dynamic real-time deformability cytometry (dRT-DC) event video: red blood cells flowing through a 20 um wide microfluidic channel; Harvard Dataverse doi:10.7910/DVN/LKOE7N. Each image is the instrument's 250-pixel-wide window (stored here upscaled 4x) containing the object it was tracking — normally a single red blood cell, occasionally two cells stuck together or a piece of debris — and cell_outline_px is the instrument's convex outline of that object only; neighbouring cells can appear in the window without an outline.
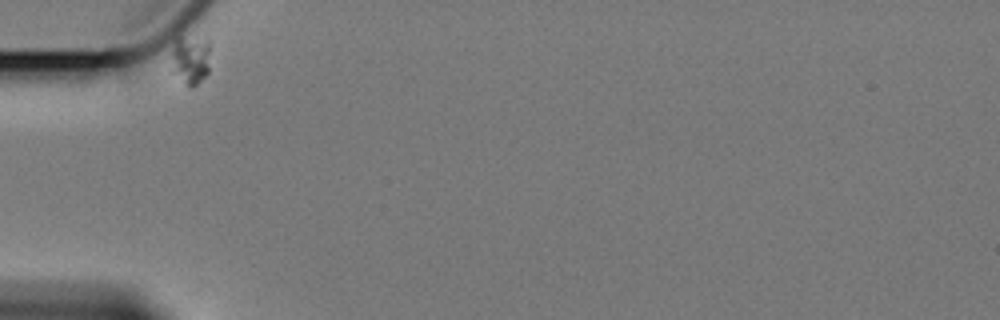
{"species": "Egyptian fruit bat (a non-hibernating species)", "species_latin": "Rousettus aegyptiacus", "temperature_condition": "cold", "stored_images_in_passage": 5, "camera_frame_rate_fps": 3000, "um_per_image_px": 0.085, "animal": {"sex": "female"}, "frame": {"image": 1, "passage_image": 1, "time_ms": 0.0, "image_size_px": [1000, 320], "cell_outline_px": [[208, 72], [192, 88], [188, 88], [184, 84], [176, 72], [172, 56], [172, 48], [176, 36], [180, 36], [208, 40]], "centroid_in_image_um": [16.19, 5.05], "position_along_channel_um": 68.8, "area_um2": 10.69}}
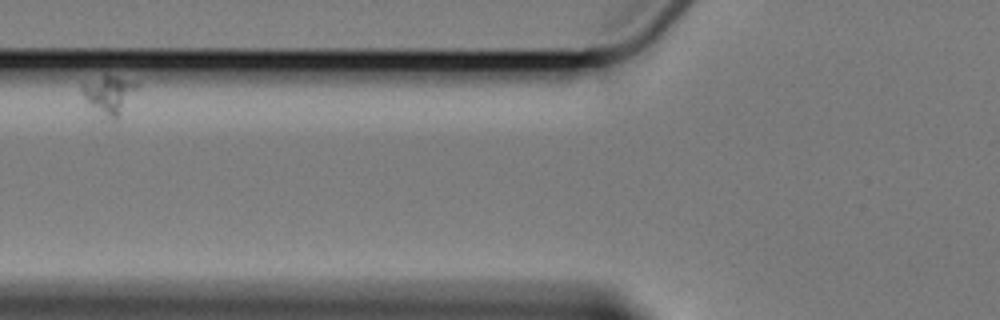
{"frame": {"image": 2, "passage_image": 3, "time_ms": 2.333, "image_size_px": [1000, 320], "cell_outline_px": [[136, 88], [120, 124], [108, 120], [84, 96], [80, 88], [80, 84], [104, 76], [112, 76], [136, 84]], "centroid_in_image_um": [9.31, 8.17], "position_along_channel_um": 116.5, "area_um2": 12.08}}
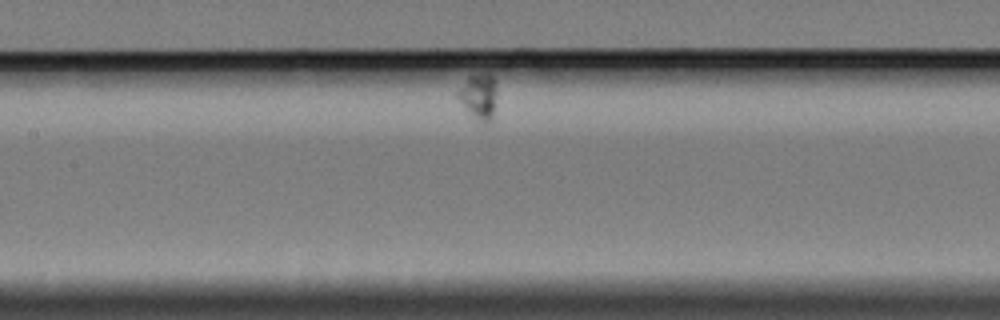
{"frame": {"image": 3, "passage_image": 5, "time_ms": 4.667, "image_size_px": [1000, 320], "cell_outline_px": [[496, 92], [492, 120], [488, 124], [472, 116], [456, 96], [456, 92], [468, 76], [484, 72], [488, 72], [492, 76], [496, 88]], "centroid_in_image_um": [40.69, 8.16], "position_along_channel_um": 166.7, "area_um2": 10.29}}